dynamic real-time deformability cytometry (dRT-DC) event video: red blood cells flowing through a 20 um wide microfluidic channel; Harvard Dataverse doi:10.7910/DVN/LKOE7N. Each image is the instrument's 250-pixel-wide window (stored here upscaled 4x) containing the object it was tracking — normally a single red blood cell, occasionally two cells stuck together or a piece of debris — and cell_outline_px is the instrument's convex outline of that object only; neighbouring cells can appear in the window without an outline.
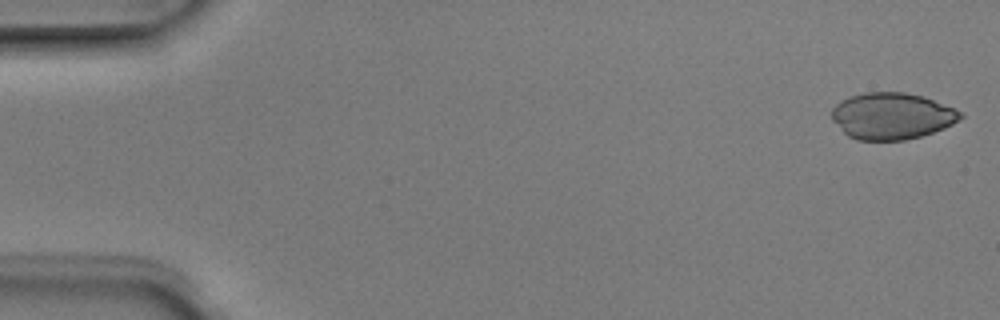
{"species": "Egyptian fruit bat (a non-hibernating species)", "species_latin": "Rousettus aegyptiacus", "temperature_condition": "room temperature", "stored_images_in_passage": 5, "camera_frame_rate_fps": 3000, "um_per_image_px": 0.085, "animal": {"sex": "male"}, "frame": {"image": 1, "passage_image": 1, "time_ms": 0.0, "image_size_px": [1000, 320], "cell_outline_px": [[964, 116], [952, 124], [944, 128], [920, 136], [904, 140], [856, 140], [848, 136], [832, 120], [832, 108], [840, 100], [864, 92], [904, 92], [924, 96], [964, 112]], "centroid_in_image_um": [75.81, 9.85], "position_along_channel_um": 9.2, "area_um2": 34.97}}